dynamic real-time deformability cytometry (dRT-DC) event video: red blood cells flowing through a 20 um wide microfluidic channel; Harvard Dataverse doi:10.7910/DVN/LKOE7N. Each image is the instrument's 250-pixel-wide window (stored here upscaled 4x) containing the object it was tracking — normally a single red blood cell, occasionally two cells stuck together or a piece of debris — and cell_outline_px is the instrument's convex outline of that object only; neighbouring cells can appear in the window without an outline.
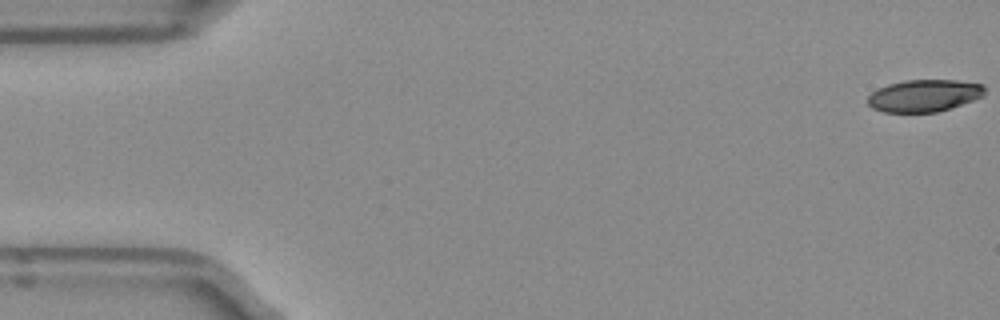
{"species": "Egyptian fruit bat (a non-hibernating species)", "species_latin": "Rousettus aegyptiacus", "temperature_condition": "room temperature", "stored_images_in_passage": 51, "camera_frame_rate_fps": 3000, "um_per_image_px": 0.085, "frame": {"image": 1, "passage_image": 1, "time_ms": 0.0, "image_size_px": [1000, 320], "cell_outline_px": [[984, 96], [936, 112], [884, 112], [872, 108], [868, 104], [868, 96], [872, 92], [888, 84], [904, 80], [956, 80], [984, 84]], "centroid_in_image_um": [78.54, 8.12], "position_along_channel_um": 6.5, "area_um2": 21.73}}
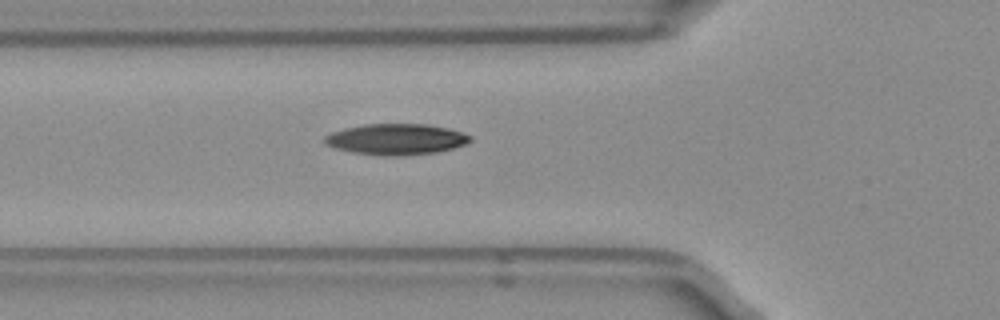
{"frame": {"image": 2, "passage_image": 18, "time_ms": 5.667, "image_size_px": [1000, 320], "cell_outline_px": [[472, 140], [468, 144], [436, 152], [396, 156], [392, 156], [352, 152], [336, 148], [324, 144], [324, 136], [332, 132], [344, 128], [364, 124], [428, 124], [448, 128], [472, 136]], "centroid_in_image_um": [33.68, 11.83], "position_along_channel_um": 92.1, "area_um2": 26.18}}
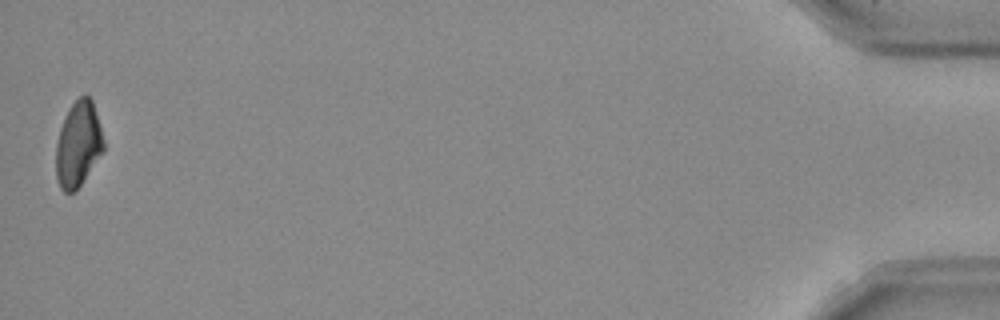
{"frame": {"image": 3, "passage_image": 51, "time_ms": 16.667, "image_size_px": [1000, 320], "cell_outline_px": [[104, 148], [80, 184], [72, 192], [64, 192], [60, 188], [56, 176], [56, 144], [60, 128], [68, 108], [84, 92], [92, 100], [104, 140]], "centroid_in_image_um": [6.62, 12.22], "position_along_channel_um": 428.6, "area_um2": 23.24}, "authors_computed_cell_mechanics": {"area_um2": 24.6806, "velocity_mm_per_s": 3.9586, "shape_relaxation_time_tau1_ms": 4.6421, "shape_relaxation_time_tau2_ms": null, "deformation_change_tau1": 0.1506, "deformation_change_tau2": null}}